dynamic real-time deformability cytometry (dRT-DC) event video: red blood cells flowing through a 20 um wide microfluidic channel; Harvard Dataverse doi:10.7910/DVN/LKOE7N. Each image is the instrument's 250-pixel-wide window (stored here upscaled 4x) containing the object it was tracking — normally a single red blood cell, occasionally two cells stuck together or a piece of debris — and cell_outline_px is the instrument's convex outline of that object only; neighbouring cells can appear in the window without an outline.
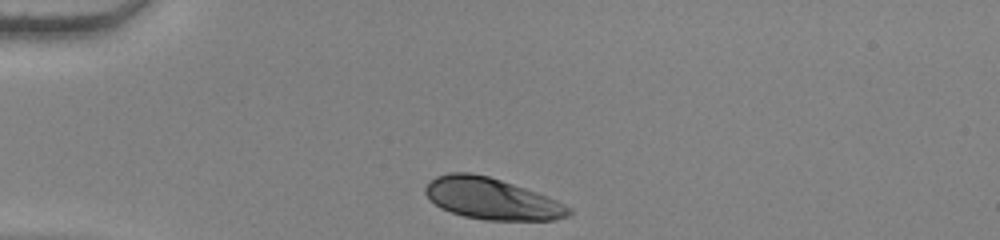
{"species": "human", "species_latin": "Homo sapiens", "temperature_condition": "warm", "stored_images_in_passage": 32, "camera_frame_rate_fps": 3000, "um_per_image_px": 0.085, "donor": {"sex": "female"}, "frame": {"image": 1, "passage_image": 1, "time_ms": 0.0, "image_size_px": [1000, 240], "cell_outline_px": [[572, 212], [568, 216], [556, 220], [484, 220], [464, 216], [440, 208], [428, 200], [424, 192], [424, 188], [436, 176], [448, 172], [472, 172], [488, 176], [548, 196], [572, 208]], "centroid_in_image_um": [41.77, 16.89], "position_along_channel_um": 43.2, "area_um2": 34.68}}
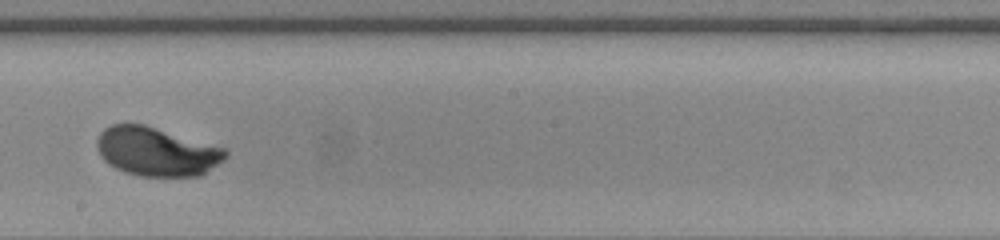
{"frame": {"image": 2, "passage_image": 19, "time_ms": 6.0, "image_size_px": [1000, 240], "cell_outline_px": [[228, 156], [224, 160], [200, 176], [140, 176], [124, 172], [108, 164], [100, 156], [96, 148], [96, 140], [100, 132], [104, 128], [112, 124], [144, 124], [224, 148], [228, 152]], "centroid_in_image_um": [13.28, 12.89], "position_along_channel_um": 234.9, "area_um2": 36.59}}
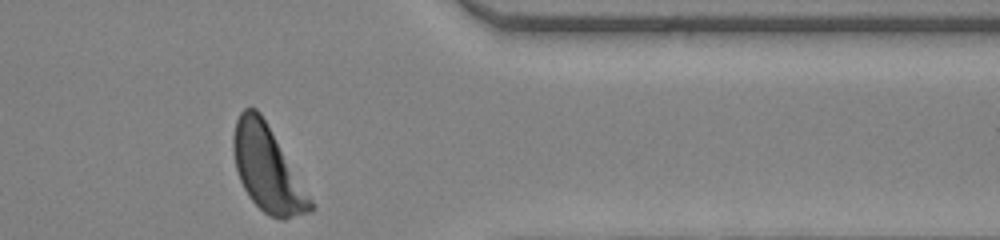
{"frame": {"image": 3, "passage_image": 32, "time_ms": 10.333, "image_size_px": [1000, 240], "cell_outline_px": [[316, 208], [312, 212], [284, 220], [280, 220], [264, 212], [248, 196], [240, 180], [236, 168], [232, 148], [232, 136], [236, 120], [240, 112], [244, 108], [256, 108], [260, 112], [312, 200]], "centroid_in_image_um": [22.71, 14.37], "position_along_channel_um": 388.7, "area_um2": 37.86}, "authors_computed_cell_mechanics": {"area_um2": 36.5007, "velocity_mm_per_s": 3.797, "shape_relaxation_time_tau1_ms": 2.0342, "shape_relaxation_time_tau2_ms": null, "deformation_change_tau1": 0.1643, "deformation_change_tau2": null}}